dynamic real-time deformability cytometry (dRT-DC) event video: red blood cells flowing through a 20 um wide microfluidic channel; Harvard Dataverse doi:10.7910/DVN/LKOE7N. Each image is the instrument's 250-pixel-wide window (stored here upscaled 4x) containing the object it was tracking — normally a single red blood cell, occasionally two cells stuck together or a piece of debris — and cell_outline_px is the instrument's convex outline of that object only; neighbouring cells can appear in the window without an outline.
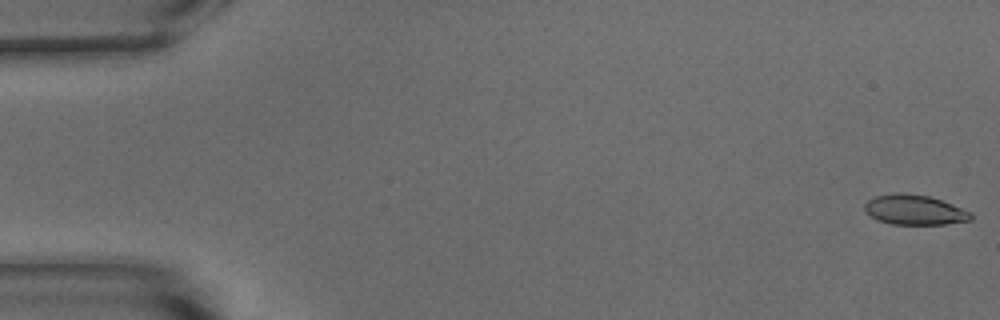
{"species": "common noctule bat (a hibernating species)", "species_latin": "Nyctalus noctula", "temperature_condition": "warm", "stored_images_in_passage": 54, "camera_frame_rate_fps": 3000, "um_per_image_px": 0.085, "animal": {"sex": "male", "body_mass_g": 15.6}, "frame": {"image": 1, "passage_image": 1, "time_ms": 0.0, "image_size_px": [1000, 320], "cell_outline_px": [[972, 220], [944, 224], [892, 224], [876, 220], [864, 212], [864, 204], [868, 200], [876, 196], [896, 192], [904, 192], [928, 196], [952, 204], [972, 212]], "centroid_in_image_um": [77.7, 17.83], "position_along_channel_um": 7.3, "area_um2": 18.67}}
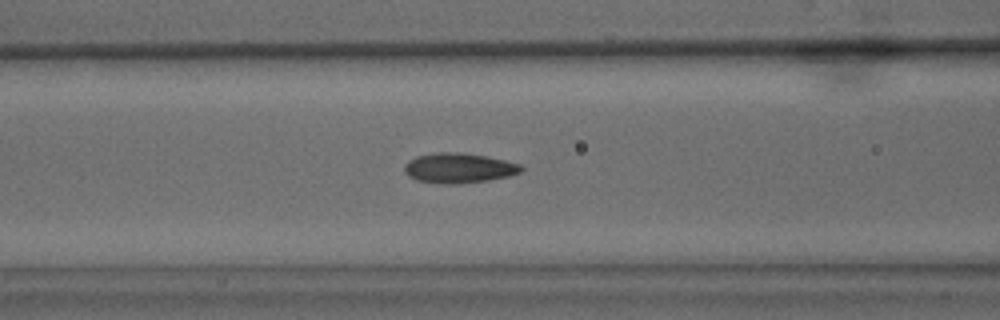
{"frame": {"image": 2, "passage_image": 22, "time_ms": 7.0, "image_size_px": [1000, 320], "cell_outline_px": [[524, 168], [520, 172], [508, 176], [488, 180], [452, 184], [440, 184], [416, 180], [408, 176], [404, 172], [404, 164], [408, 160], [416, 156], [436, 152], [460, 152], [484, 156], [504, 160], [520, 164]], "centroid_in_image_um": [38.94, 14.28], "position_along_channel_um": 127.7, "area_um2": 20.4}}
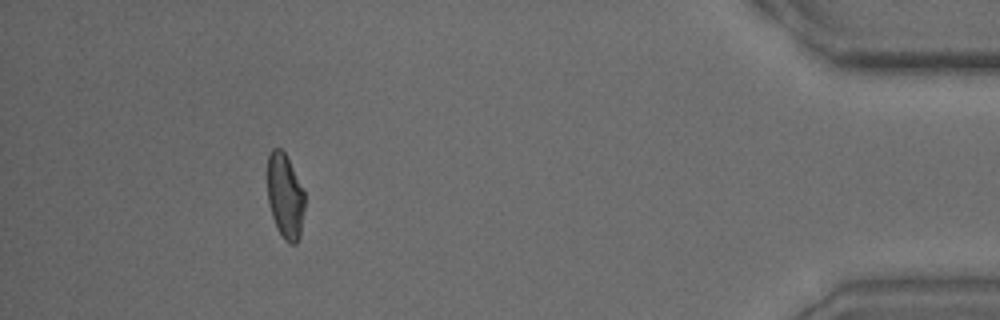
{"frame": {"image": 3, "passage_image": 49, "time_ms": 16.0, "image_size_px": [1000, 320], "cell_outline_px": [[304, 208], [300, 236], [296, 244], [288, 244], [284, 240], [276, 228], [268, 204], [268, 156], [272, 148], [280, 148], [284, 152], [304, 192]], "centroid_in_image_um": [24.22, 16.73], "position_along_channel_um": 411.0, "area_um2": 18.32}, "authors_computed_cell_mechanics": {"area_um2": 19.4208, "velocity_mm_per_s": 3.7918, "shape_relaxation_time_tau1_ms": 6.1475, "shape_relaxation_time_tau2_ms": 1.5371, "deformation_change_tau1": 0.1705, "deformation_change_tau2": 0.0808}}